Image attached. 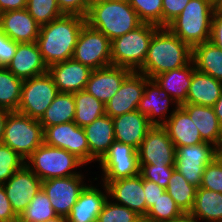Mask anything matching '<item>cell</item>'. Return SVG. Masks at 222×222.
I'll use <instances>...</instances> for the list:
<instances>
[{
  "instance_id": "8fae6325",
  "label": "cell",
  "mask_w": 222,
  "mask_h": 222,
  "mask_svg": "<svg viewBox=\"0 0 222 222\" xmlns=\"http://www.w3.org/2000/svg\"><path fill=\"white\" fill-rule=\"evenodd\" d=\"M103 182H111L138 175L140 173L138 150L131 145L114 141L108 152L100 160Z\"/></svg>"
},
{
  "instance_id": "74e56055",
  "label": "cell",
  "mask_w": 222,
  "mask_h": 222,
  "mask_svg": "<svg viewBox=\"0 0 222 222\" xmlns=\"http://www.w3.org/2000/svg\"><path fill=\"white\" fill-rule=\"evenodd\" d=\"M26 9L40 25L50 23L64 15L59 8L57 0H27Z\"/></svg>"
},
{
  "instance_id": "4316f807",
  "label": "cell",
  "mask_w": 222,
  "mask_h": 222,
  "mask_svg": "<svg viewBox=\"0 0 222 222\" xmlns=\"http://www.w3.org/2000/svg\"><path fill=\"white\" fill-rule=\"evenodd\" d=\"M190 116L200 132L203 142L218 147L222 139V125L215 115L213 107L195 104L180 105Z\"/></svg>"
},
{
  "instance_id": "8992f818",
  "label": "cell",
  "mask_w": 222,
  "mask_h": 222,
  "mask_svg": "<svg viewBox=\"0 0 222 222\" xmlns=\"http://www.w3.org/2000/svg\"><path fill=\"white\" fill-rule=\"evenodd\" d=\"M44 143V130L39 120L17 111L9 113L5 122L3 144L26 160Z\"/></svg>"
},
{
  "instance_id": "ffe728a7",
  "label": "cell",
  "mask_w": 222,
  "mask_h": 222,
  "mask_svg": "<svg viewBox=\"0 0 222 222\" xmlns=\"http://www.w3.org/2000/svg\"><path fill=\"white\" fill-rule=\"evenodd\" d=\"M6 68L21 80L48 72L37 42L18 43L15 55Z\"/></svg>"
},
{
  "instance_id": "11a10c76",
  "label": "cell",
  "mask_w": 222,
  "mask_h": 222,
  "mask_svg": "<svg viewBox=\"0 0 222 222\" xmlns=\"http://www.w3.org/2000/svg\"><path fill=\"white\" fill-rule=\"evenodd\" d=\"M217 157L222 161V139L220 140V143L218 147L216 148Z\"/></svg>"
},
{
  "instance_id": "e0dca14e",
  "label": "cell",
  "mask_w": 222,
  "mask_h": 222,
  "mask_svg": "<svg viewBox=\"0 0 222 222\" xmlns=\"http://www.w3.org/2000/svg\"><path fill=\"white\" fill-rule=\"evenodd\" d=\"M131 72L130 69L114 65L94 69L84 90L106 105Z\"/></svg>"
},
{
  "instance_id": "ab89813d",
  "label": "cell",
  "mask_w": 222,
  "mask_h": 222,
  "mask_svg": "<svg viewBox=\"0 0 222 222\" xmlns=\"http://www.w3.org/2000/svg\"><path fill=\"white\" fill-rule=\"evenodd\" d=\"M140 218L141 216L135 211L107 199L98 215L97 222H137Z\"/></svg>"
},
{
  "instance_id": "f546056e",
  "label": "cell",
  "mask_w": 222,
  "mask_h": 222,
  "mask_svg": "<svg viewBox=\"0 0 222 222\" xmlns=\"http://www.w3.org/2000/svg\"><path fill=\"white\" fill-rule=\"evenodd\" d=\"M188 217L193 222L200 218L208 222H222V193L197 188L195 202Z\"/></svg>"
},
{
  "instance_id": "f35d334b",
  "label": "cell",
  "mask_w": 222,
  "mask_h": 222,
  "mask_svg": "<svg viewBox=\"0 0 222 222\" xmlns=\"http://www.w3.org/2000/svg\"><path fill=\"white\" fill-rule=\"evenodd\" d=\"M162 2L163 0H130L129 4L143 23L162 27Z\"/></svg>"
},
{
  "instance_id": "680465c9",
  "label": "cell",
  "mask_w": 222,
  "mask_h": 222,
  "mask_svg": "<svg viewBox=\"0 0 222 222\" xmlns=\"http://www.w3.org/2000/svg\"><path fill=\"white\" fill-rule=\"evenodd\" d=\"M216 4L222 6V0H219Z\"/></svg>"
},
{
  "instance_id": "f5cc1de1",
  "label": "cell",
  "mask_w": 222,
  "mask_h": 222,
  "mask_svg": "<svg viewBox=\"0 0 222 222\" xmlns=\"http://www.w3.org/2000/svg\"><path fill=\"white\" fill-rule=\"evenodd\" d=\"M213 109L217 119L219 120L220 124L222 125V93L216 103L213 105Z\"/></svg>"
},
{
  "instance_id": "db71d44e",
  "label": "cell",
  "mask_w": 222,
  "mask_h": 222,
  "mask_svg": "<svg viewBox=\"0 0 222 222\" xmlns=\"http://www.w3.org/2000/svg\"><path fill=\"white\" fill-rule=\"evenodd\" d=\"M44 222H68V219L67 217L57 215L53 218L45 220Z\"/></svg>"
},
{
  "instance_id": "c3c4849f",
  "label": "cell",
  "mask_w": 222,
  "mask_h": 222,
  "mask_svg": "<svg viewBox=\"0 0 222 222\" xmlns=\"http://www.w3.org/2000/svg\"><path fill=\"white\" fill-rule=\"evenodd\" d=\"M143 189L146 199V214L148 209L157 201V199L166 191L155 182L143 178Z\"/></svg>"
},
{
  "instance_id": "277c9868",
  "label": "cell",
  "mask_w": 222,
  "mask_h": 222,
  "mask_svg": "<svg viewBox=\"0 0 222 222\" xmlns=\"http://www.w3.org/2000/svg\"><path fill=\"white\" fill-rule=\"evenodd\" d=\"M215 6L213 0H190L166 27L191 47L210 41Z\"/></svg>"
},
{
  "instance_id": "7bdbcfd3",
  "label": "cell",
  "mask_w": 222,
  "mask_h": 222,
  "mask_svg": "<svg viewBox=\"0 0 222 222\" xmlns=\"http://www.w3.org/2000/svg\"><path fill=\"white\" fill-rule=\"evenodd\" d=\"M200 187L222 193V161L217 156L205 167Z\"/></svg>"
},
{
  "instance_id": "f1b7e54d",
  "label": "cell",
  "mask_w": 222,
  "mask_h": 222,
  "mask_svg": "<svg viewBox=\"0 0 222 222\" xmlns=\"http://www.w3.org/2000/svg\"><path fill=\"white\" fill-rule=\"evenodd\" d=\"M191 64L193 66H191ZM194 63H190L178 69L163 72L153 79L160 86L161 90L179 105L187 99V93L191 84Z\"/></svg>"
},
{
  "instance_id": "9a60e30c",
  "label": "cell",
  "mask_w": 222,
  "mask_h": 222,
  "mask_svg": "<svg viewBox=\"0 0 222 222\" xmlns=\"http://www.w3.org/2000/svg\"><path fill=\"white\" fill-rule=\"evenodd\" d=\"M42 180L25 164L4 184L6 195L15 214H20L41 189Z\"/></svg>"
},
{
  "instance_id": "484cf974",
  "label": "cell",
  "mask_w": 222,
  "mask_h": 222,
  "mask_svg": "<svg viewBox=\"0 0 222 222\" xmlns=\"http://www.w3.org/2000/svg\"><path fill=\"white\" fill-rule=\"evenodd\" d=\"M103 187L106 195L96 187L85 186L67 216L68 222H97L99 213L110 198L107 186L104 184Z\"/></svg>"
},
{
  "instance_id": "d4e9b609",
  "label": "cell",
  "mask_w": 222,
  "mask_h": 222,
  "mask_svg": "<svg viewBox=\"0 0 222 222\" xmlns=\"http://www.w3.org/2000/svg\"><path fill=\"white\" fill-rule=\"evenodd\" d=\"M167 118L162 126L167 130L175 148L203 142L196 125L181 106H176Z\"/></svg>"
},
{
  "instance_id": "4fadbf2b",
  "label": "cell",
  "mask_w": 222,
  "mask_h": 222,
  "mask_svg": "<svg viewBox=\"0 0 222 222\" xmlns=\"http://www.w3.org/2000/svg\"><path fill=\"white\" fill-rule=\"evenodd\" d=\"M82 176L79 174L42 181L41 189L48 196L57 215L67 217L70 214L72 206L86 186L82 184Z\"/></svg>"
},
{
  "instance_id": "7c38bea8",
  "label": "cell",
  "mask_w": 222,
  "mask_h": 222,
  "mask_svg": "<svg viewBox=\"0 0 222 222\" xmlns=\"http://www.w3.org/2000/svg\"><path fill=\"white\" fill-rule=\"evenodd\" d=\"M44 143L68 151L84 164L89 162V146L85 131L73 121L46 127Z\"/></svg>"
},
{
  "instance_id": "7402d4cb",
  "label": "cell",
  "mask_w": 222,
  "mask_h": 222,
  "mask_svg": "<svg viewBox=\"0 0 222 222\" xmlns=\"http://www.w3.org/2000/svg\"><path fill=\"white\" fill-rule=\"evenodd\" d=\"M115 141L131 145L139 149L148 130L153 126L147 116L138 110L112 118Z\"/></svg>"
},
{
  "instance_id": "4dcf8cb0",
  "label": "cell",
  "mask_w": 222,
  "mask_h": 222,
  "mask_svg": "<svg viewBox=\"0 0 222 222\" xmlns=\"http://www.w3.org/2000/svg\"><path fill=\"white\" fill-rule=\"evenodd\" d=\"M192 62L196 70L222 81V50L211 41L192 47Z\"/></svg>"
},
{
  "instance_id": "836d02e7",
  "label": "cell",
  "mask_w": 222,
  "mask_h": 222,
  "mask_svg": "<svg viewBox=\"0 0 222 222\" xmlns=\"http://www.w3.org/2000/svg\"><path fill=\"white\" fill-rule=\"evenodd\" d=\"M76 105L74 123L85 127L105 114V105L85 90L73 93Z\"/></svg>"
},
{
  "instance_id": "f6af8a7d",
  "label": "cell",
  "mask_w": 222,
  "mask_h": 222,
  "mask_svg": "<svg viewBox=\"0 0 222 222\" xmlns=\"http://www.w3.org/2000/svg\"><path fill=\"white\" fill-rule=\"evenodd\" d=\"M93 0H57L64 14H75L86 17Z\"/></svg>"
},
{
  "instance_id": "1f68e13d",
  "label": "cell",
  "mask_w": 222,
  "mask_h": 222,
  "mask_svg": "<svg viewBox=\"0 0 222 222\" xmlns=\"http://www.w3.org/2000/svg\"><path fill=\"white\" fill-rule=\"evenodd\" d=\"M76 105L73 93L59 92L49 108L39 120L43 127L74 121Z\"/></svg>"
},
{
  "instance_id": "8d00e7d4",
  "label": "cell",
  "mask_w": 222,
  "mask_h": 222,
  "mask_svg": "<svg viewBox=\"0 0 222 222\" xmlns=\"http://www.w3.org/2000/svg\"><path fill=\"white\" fill-rule=\"evenodd\" d=\"M55 216H57V214L51 205V201L45 192L40 189L20 214L18 222H44Z\"/></svg>"
},
{
  "instance_id": "44dd1931",
  "label": "cell",
  "mask_w": 222,
  "mask_h": 222,
  "mask_svg": "<svg viewBox=\"0 0 222 222\" xmlns=\"http://www.w3.org/2000/svg\"><path fill=\"white\" fill-rule=\"evenodd\" d=\"M40 27L27 9L0 14V30L17 43L37 42Z\"/></svg>"
},
{
  "instance_id": "cb8c5ba5",
  "label": "cell",
  "mask_w": 222,
  "mask_h": 222,
  "mask_svg": "<svg viewBox=\"0 0 222 222\" xmlns=\"http://www.w3.org/2000/svg\"><path fill=\"white\" fill-rule=\"evenodd\" d=\"M170 101L172 103L175 102L176 106H180L173 98H170V96L166 95L161 90L160 86L154 79L149 78L146 81L144 94L142 95L137 110L141 114L147 116L148 121L152 125L162 126L168 120L165 114H167L166 112L169 109L168 106L170 105ZM158 115L160 116V120L155 119Z\"/></svg>"
},
{
  "instance_id": "5b68a950",
  "label": "cell",
  "mask_w": 222,
  "mask_h": 222,
  "mask_svg": "<svg viewBox=\"0 0 222 222\" xmlns=\"http://www.w3.org/2000/svg\"><path fill=\"white\" fill-rule=\"evenodd\" d=\"M159 26L142 23L111 41V65L137 72L144 64L151 39Z\"/></svg>"
},
{
  "instance_id": "60d3db41",
  "label": "cell",
  "mask_w": 222,
  "mask_h": 222,
  "mask_svg": "<svg viewBox=\"0 0 222 222\" xmlns=\"http://www.w3.org/2000/svg\"><path fill=\"white\" fill-rule=\"evenodd\" d=\"M26 161L5 144H0V184H4Z\"/></svg>"
},
{
  "instance_id": "816d5d0a",
  "label": "cell",
  "mask_w": 222,
  "mask_h": 222,
  "mask_svg": "<svg viewBox=\"0 0 222 222\" xmlns=\"http://www.w3.org/2000/svg\"><path fill=\"white\" fill-rule=\"evenodd\" d=\"M11 111L0 107V144L3 143V134H4V128H5V122L7 120V117Z\"/></svg>"
},
{
  "instance_id": "681fc988",
  "label": "cell",
  "mask_w": 222,
  "mask_h": 222,
  "mask_svg": "<svg viewBox=\"0 0 222 222\" xmlns=\"http://www.w3.org/2000/svg\"><path fill=\"white\" fill-rule=\"evenodd\" d=\"M0 222H18V216L11 207L3 184H0Z\"/></svg>"
},
{
  "instance_id": "ba28073f",
  "label": "cell",
  "mask_w": 222,
  "mask_h": 222,
  "mask_svg": "<svg viewBox=\"0 0 222 222\" xmlns=\"http://www.w3.org/2000/svg\"><path fill=\"white\" fill-rule=\"evenodd\" d=\"M58 93L54 80L48 72L23 80L17 112L40 120Z\"/></svg>"
},
{
  "instance_id": "5bb4252c",
  "label": "cell",
  "mask_w": 222,
  "mask_h": 222,
  "mask_svg": "<svg viewBox=\"0 0 222 222\" xmlns=\"http://www.w3.org/2000/svg\"><path fill=\"white\" fill-rule=\"evenodd\" d=\"M176 148L167 130L153 125L138 149L139 164L175 165Z\"/></svg>"
},
{
  "instance_id": "f907efd6",
  "label": "cell",
  "mask_w": 222,
  "mask_h": 222,
  "mask_svg": "<svg viewBox=\"0 0 222 222\" xmlns=\"http://www.w3.org/2000/svg\"><path fill=\"white\" fill-rule=\"evenodd\" d=\"M27 0H0V14L8 11L26 9Z\"/></svg>"
},
{
  "instance_id": "9c48e42d",
  "label": "cell",
  "mask_w": 222,
  "mask_h": 222,
  "mask_svg": "<svg viewBox=\"0 0 222 222\" xmlns=\"http://www.w3.org/2000/svg\"><path fill=\"white\" fill-rule=\"evenodd\" d=\"M72 59L92 70L111 65V41L87 23L82 27Z\"/></svg>"
},
{
  "instance_id": "d6986e66",
  "label": "cell",
  "mask_w": 222,
  "mask_h": 222,
  "mask_svg": "<svg viewBox=\"0 0 222 222\" xmlns=\"http://www.w3.org/2000/svg\"><path fill=\"white\" fill-rule=\"evenodd\" d=\"M93 70L69 59L48 67V73L52 76L59 92L75 93L85 89Z\"/></svg>"
},
{
  "instance_id": "b9f144b4",
  "label": "cell",
  "mask_w": 222,
  "mask_h": 222,
  "mask_svg": "<svg viewBox=\"0 0 222 222\" xmlns=\"http://www.w3.org/2000/svg\"><path fill=\"white\" fill-rule=\"evenodd\" d=\"M174 169L175 165L140 164L139 174L166 189Z\"/></svg>"
},
{
  "instance_id": "ee69618b",
  "label": "cell",
  "mask_w": 222,
  "mask_h": 222,
  "mask_svg": "<svg viewBox=\"0 0 222 222\" xmlns=\"http://www.w3.org/2000/svg\"><path fill=\"white\" fill-rule=\"evenodd\" d=\"M190 0H163L162 27H166L185 8Z\"/></svg>"
},
{
  "instance_id": "9f6ffc18",
  "label": "cell",
  "mask_w": 222,
  "mask_h": 222,
  "mask_svg": "<svg viewBox=\"0 0 222 222\" xmlns=\"http://www.w3.org/2000/svg\"><path fill=\"white\" fill-rule=\"evenodd\" d=\"M175 222H193L188 216L182 218L181 220L175 221Z\"/></svg>"
},
{
  "instance_id": "603a6c76",
  "label": "cell",
  "mask_w": 222,
  "mask_h": 222,
  "mask_svg": "<svg viewBox=\"0 0 222 222\" xmlns=\"http://www.w3.org/2000/svg\"><path fill=\"white\" fill-rule=\"evenodd\" d=\"M83 129L89 146V162L100 161L115 141L112 118L104 114Z\"/></svg>"
},
{
  "instance_id": "bcb514c9",
  "label": "cell",
  "mask_w": 222,
  "mask_h": 222,
  "mask_svg": "<svg viewBox=\"0 0 222 222\" xmlns=\"http://www.w3.org/2000/svg\"><path fill=\"white\" fill-rule=\"evenodd\" d=\"M18 43L0 30V67H7L15 55Z\"/></svg>"
},
{
  "instance_id": "7dc6e473",
  "label": "cell",
  "mask_w": 222,
  "mask_h": 222,
  "mask_svg": "<svg viewBox=\"0 0 222 222\" xmlns=\"http://www.w3.org/2000/svg\"><path fill=\"white\" fill-rule=\"evenodd\" d=\"M210 41L222 50V6L217 4L212 18Z\"/></svg>"
},
{
  "instance_id": "7a4b0ae2",
  "label": "cell",
  "mask_w": 222,
  "mask_h": 222,
  "mask_svg": "<svg viewBox=\"0 0 222 222\" xmlns=\"http://www.w3.org/2000/svg\"><path fill=\"white\" fill-rule=\"evenodd\" d=\"M192 63V47L167 27H159L150 42L143 66L137 71L153 79L155 76Z\"/></svg>"
},
{
  "instance_id": "6da1fadb",
  "label": "cell",
  "mask_w": 222,
  "mask_h": 222,
  "mask_svg": "<svg viewBox=\"0 0 222 222\" xmlns=\"http://www.w3.org/2000/svg\"><path fill=\"white\" fill-rule=\"evenodd\" d=\"M86 17L64 14L41 25L37 44L48 67L72 59L74 48Z\"/></svg>"
},
{
  "instance_id": "d6a6232c",
  "label": "cell",
  "mask_w": 222,
  "mask_h": 222,
  "mask_svg": "<svg viewBox=\"0 0 222 222\" xmlns=\"http://www.w3.org/2000/svg\"><path fill=\"white\" fill-rule=\"evenodd\" d=\"M166 191L176 202L180 210L188 216L195 202L197 187L189 184L183 175L174 169Z\"/></svg>"
},
{
  "instance_id": "ac0fdd59",
  "label": "cell",
  "mask_w": 222,
  "mask_h": 222,
  "mask_svg": "<svg viewBox=\"0 0 222 222\" xmlns=\"http://www.w3.org/2000/svg\"><path fill=\"white\" fill-rule=\"evenodd\" d=\"M104 184L107 186L108 196L116 199L117 204L135 211L141 217L146 216V199L143 178L140 174L116 181L104 182Z\"/></svg>"
},
{
  "instance_id": "3957f363",
  "label": "cell",
  "mask_w": 222,
  "mask_h": 222,
  "mask_svg": "<svg viewBox=\"0 0 222 222\" xmlns=\"http://www.w3.org/2000/svg\"><path fill=\"white\" fill-rule=\"evenodd\" d=\"M86 23L112 41L136 29L143 22L129 2L93 0L86 15Z\"/></svg>"
},
{
  "instance_id": "e575fe53",
  "label": "cell",
  "mask_w": 222,
  "mask_h": 222,
  "mask_svg": "<svg viewBox=\"0 0 222 222\" xmlns=\"http://www.w3.org/2000/svg\"><path fill=\"white\" fill-rule=\"evenodd\" d=\"M23 80L13 75L6 67H0V107L17 111L21 98Z\"/></svg>"
},
{
  "instance_id": "91938a15",
  "label": "cell",
  "mask_w": 222,
  "mask_h": 222,
  "mask_svg": "<svg viewBox=\"0 0 222 222\" xmlns=\"http://www.w3.org/2000/svg\"><path fill=\"white\" fill-rule=\"evenodd\" d=\"M118 1H125V2H129L130 0H118Z\"/></svg>"
},
{
  "instance_id": "2e32d148",
  "label": "cell",
  "mask_w": 222,
  "mask_h": 222,
  "mask_svg": "<svg viewBox=\"0 0 222 222\" xmlns=\"http://www.w3.org/2000/svg\"><path fill=\"white\" fill-rule=\"evenodd\" d=\"M149 78L139 72H131L117 93L105 105V114L114 118L137 110Z\"/></svg>"
},
{
  "instance_id": "6f0895ef",
  "label": "cell",
  "mask_w": 222,
  "mask_h": 222,
  "mask_svg": "<svg viewBox=\"0 0 222 222\" xmlns=\"http://www.w3.org/2000/svg\"><path fill=\"white\" fill-rule=\"evenodd\" d=\"M137 222H154V221H150L145 219L144 217H141Z\"/></svg>"
},
{
  "instance_id": "30bf717a",
  "label": "cell",
  "mask_w": 222,
  "mask_h": 222,
  "mask_svg": "<svg viewBox=\"0 0 222 222\" xmlns=\"http://www.w3.org/2000/svg\"><path fill=\"white\" fill-rule=\"evenodd\" d=\"M216 156V147L207 142L178 147L175 154V169L189 184L199 188L205 167Z\"/></svg>"
},
{
  "instance_id": "83f0119b",
  "label": "cell",
  "mask_w": 222,
  "mask_h": 222,
  "mask_svg": "<svg viewBox=\"0 0 222 222\" xmlns=\"http://www.w3.org/2000/svg\"><path fill=\"white\" fill-rule=\"evenodd\" d=\"M221 93L222 81L195 69L187 93V99L183 104L213 107Z\"/></svg>"
},
{
  "instance_id": "d590c367",
  "label": "cell",
  "mask_w": 222,
  "mask_h": 222,
  "mask_svg": "<svg viewBox=\"0 0 222 222\" xmlns=\"http://www.w3.org/2000/svg\"><path fill=\"white\" fill-rule=\"evenodd\" d=\"M186 217L173 198L165 191L148 209L147 220L154 222H175Z\"/></svg>"
},
{
  "instance_id": "52a82bcc",
  "label": "cell",
  "mask_w": 222,
  "mask_h": 222,
  "mask_svg": "<svg viewBox=\"0 0 222 222\" xmlns=\"http://www.w3.org/2000/svg\"><path fill=\"white\" fill-rule=\"evenodd\" d=\"M26 165L42 180L51 178L70 177L79 175L73 172L75 167L84 163L68 151L49 146L40 145L27 159ZM28 163V164H27ZM31 163V165H30ZM72 169V170H71ZM72 171V172H71Z\"/></svg>"
}]
</instances>
